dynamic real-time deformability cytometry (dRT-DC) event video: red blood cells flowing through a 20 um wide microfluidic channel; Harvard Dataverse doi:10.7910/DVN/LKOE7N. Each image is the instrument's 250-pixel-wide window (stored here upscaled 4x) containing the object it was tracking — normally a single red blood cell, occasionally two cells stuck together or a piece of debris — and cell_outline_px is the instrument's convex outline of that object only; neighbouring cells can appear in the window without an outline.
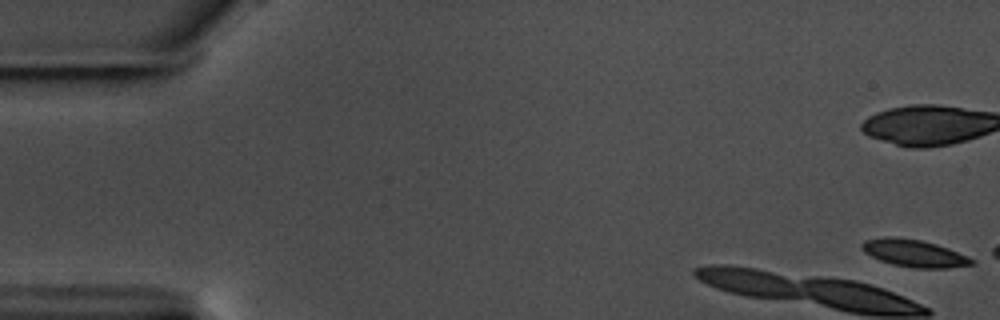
{"species": "common noctule bat (a hibernating species)", "species_latin": "Nyctalus noctula", "temperature_condition": "warm", "stored_images_in_passage": 7, "camera_frame_rate_fps": 3000, "um_per_image_px": 0.085, "animal": {"sex": "male", "body_mass_g": 17.5, "forearm_length_mm": 52.3}, "frame": {"image": 1, "passage_image": 1, "time_ms": 0.0, "image_size_px": [1000, 320], "cell_outline_px": [[976, 260], [972, 264], [948, 268], [916, 268], [892, 264], [880, 260], [864, 252], [860, 248], [860, 244], [864, 240], [884, 236], [892, 236], [920, 240], [936, 244], [948, 248], [968, 256]], "centroid_in_image_um": [77.67, 21.51], "position_along_channel_um": 7.3, "area_um2": 17.51}}